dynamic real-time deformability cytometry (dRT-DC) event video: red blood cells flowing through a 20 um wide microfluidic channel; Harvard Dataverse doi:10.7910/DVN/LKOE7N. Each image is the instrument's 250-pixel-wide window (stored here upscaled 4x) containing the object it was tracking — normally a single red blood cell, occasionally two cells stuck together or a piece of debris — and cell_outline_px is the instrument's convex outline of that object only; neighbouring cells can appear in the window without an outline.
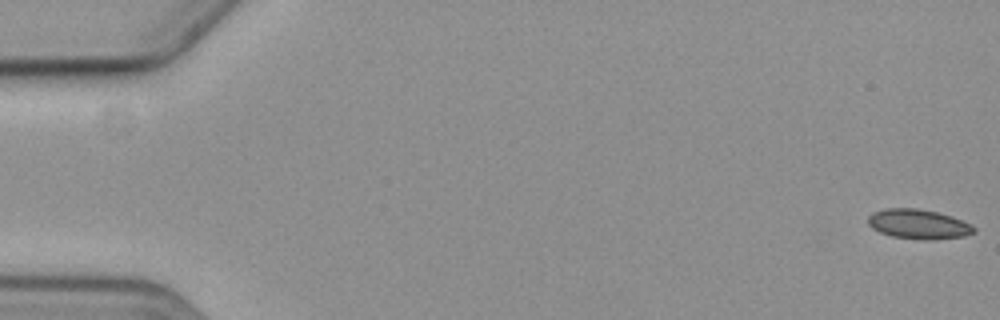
{"species": "common noctule bat (a hibernating species)", "species_latin": "Nyctalus noctula", "temperature_condition": "cold", "stored_images_in_passage": 6, "camera_frame_rate_fps": 3000, "um_per_image_px": 0.085, "animal": {"sex": "female", "body_mass_g": 19.3, "forearm_length_mm": 54.1}, "frame": {"image": 1, "passage_image": 1, "time_ms": 0.0, "image_size_px": [1000, 320], "cell_outline_px": [[976, 232], [964, 236], [936, 240], [924, 240], [892, 236], [880, 232], [872, 228], [868, 224], [868, 216], [872, 212], [884, 208], [916, 208], [936, 212], [952, 216], [972, 224], [976, 228]], "centroid_in_image_um": [78.08, 19.05], "position_along_channel_um": 6.9, "area_um2": 18.5}}
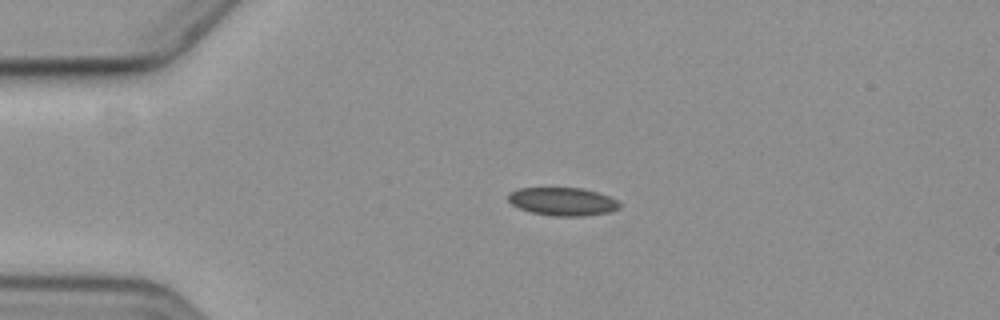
{"frame": {"image": 2, "passage_image": 4, "time_ms": 4.333, "image_size_px": [1000, 320], "cell_outline_px": [[620, 208], [612, 212], [584, 216], [552, 216], [528, 212], [512, 204], [508, 200], [508, 196], [512, 192], [520, 188], [580, 188], [596, 192], [608, 196], [616, 200], [620, 204]], "centroid_in_image_um": [47.84, 17.15], "position_along_channel_um": 37.2, "area_um2": 18.21}}